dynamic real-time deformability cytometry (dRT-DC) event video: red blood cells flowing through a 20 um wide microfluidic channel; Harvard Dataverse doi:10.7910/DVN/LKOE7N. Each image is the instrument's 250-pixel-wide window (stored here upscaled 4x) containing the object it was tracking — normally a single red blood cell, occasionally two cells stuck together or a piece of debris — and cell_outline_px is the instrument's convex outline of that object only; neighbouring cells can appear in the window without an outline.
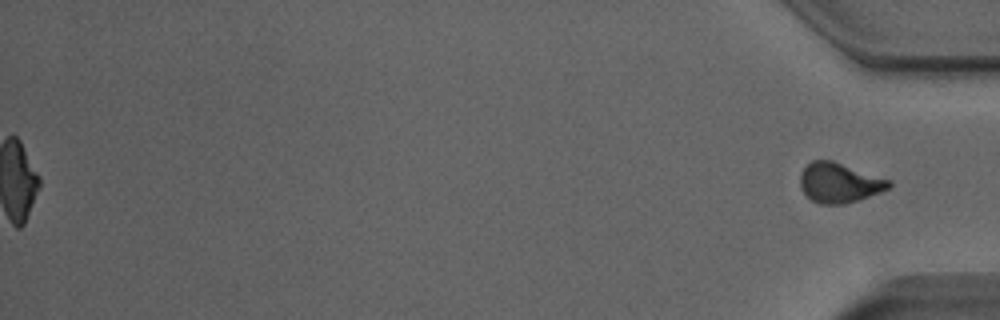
{"species": "Egyptian fruit bat (a non-hibernating species)", "species_latin": "Rousettus aegyptiacus", "temperature_condition": "room temperature", "stored_images_in_passage": 45, "segment_of_instrument_passage": [2, 2], "camera_frame_rate_fps": 3000, "um_per_image_px": 0.085, "animal": {"sex": "male"}, "frame": {"image": 1, "passage_image": 45, "time_ms": 14.667, "image_size_px": [1000, 320], "cell_outline_px": [[892, 184], [888, 188], [880, 192], [844, 204], [820, 204], [812, 200], [800, 188], [800, 172], [812, 160], [832, 160], [892, 180]], "centroid_in_image_um": [71.33, 15.52], "position_along_channel_um": 363.9, "area_um2": 20.52}}